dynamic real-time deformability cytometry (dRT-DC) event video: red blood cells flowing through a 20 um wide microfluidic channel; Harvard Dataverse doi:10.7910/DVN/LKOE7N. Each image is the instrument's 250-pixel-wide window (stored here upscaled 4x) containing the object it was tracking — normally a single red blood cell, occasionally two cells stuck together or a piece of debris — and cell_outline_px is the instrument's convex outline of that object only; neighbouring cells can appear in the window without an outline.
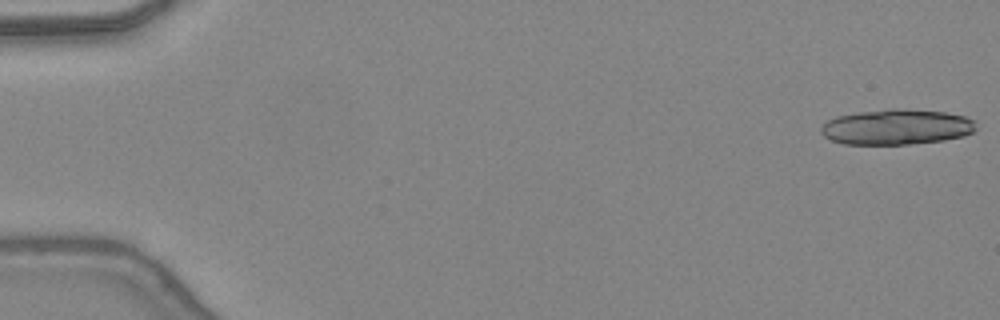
{"species": "common noctule bat (a hibernating species)", "species_latin": "Nyctalus noctula", "temperature_condition": "warm", "stored_images_in_passage": 23, "camera_frame_rate_fps": 3000, "um_per_image_px": 0.085, "animal": {"sex": "female", "body_mass_g": 24.6, "forearm_length_mm": 56.2}, "frame": {"image": 1, "passage_image": 1, "time_ms": 0.0, "image_size_px": [1000, 320], "cell_outline_px": [[976, 128], [972, 132], [964, 136], [944, 140], [912, 144], [844, 144], [832, 140], [824, 136], [820, 132], [820, 128], [828, 120], [836, 116], [860, 112], [888, 108], [896, 108], [944, 112], [964, 116], [976, 120]], "centroid_in_image_um": [76.22, 10.79], "position_along_channel_um": 8.8, "area_um2": 32.08}}